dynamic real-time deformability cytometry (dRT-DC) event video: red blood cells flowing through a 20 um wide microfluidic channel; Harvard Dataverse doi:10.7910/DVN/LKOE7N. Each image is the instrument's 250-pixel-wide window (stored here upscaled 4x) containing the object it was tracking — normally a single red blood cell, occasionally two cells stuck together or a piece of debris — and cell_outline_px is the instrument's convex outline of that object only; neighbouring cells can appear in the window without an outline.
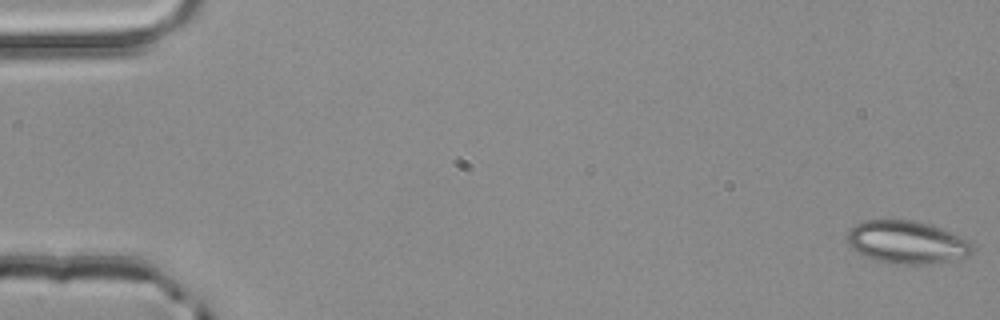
{"species": "common noctule bat (a hibernating species)", "species_latin": "Nyctalus noctula", "temperature_condition": "room temperature", "stored_images_in_passage": 5, "segment_of_instrument_passage": [1, 2], "camera_frame_rate_fps": 3000, "um_per_image_px": 0.085, "animal": {"sex": "male", "body_mass_g": 20.4}, "frame": {"image": 1, "passage_image": 1, "time_ms": 0.0, "image_size_px": [1000, 320], "cell_outline_px": [[972, 252], [968, 256], [948, 260], [924, 264], [896, 264], [876, 260], [864, 256], [852, 248], [848, 244], [848, 228], [864, 220], [912, 220], [928, 224], [940, 228], [972, 244]], "centroid_in_image_um": [77.0, 20.59], "position_along_channel_um": 8.0, "area_um2": 30.63}}